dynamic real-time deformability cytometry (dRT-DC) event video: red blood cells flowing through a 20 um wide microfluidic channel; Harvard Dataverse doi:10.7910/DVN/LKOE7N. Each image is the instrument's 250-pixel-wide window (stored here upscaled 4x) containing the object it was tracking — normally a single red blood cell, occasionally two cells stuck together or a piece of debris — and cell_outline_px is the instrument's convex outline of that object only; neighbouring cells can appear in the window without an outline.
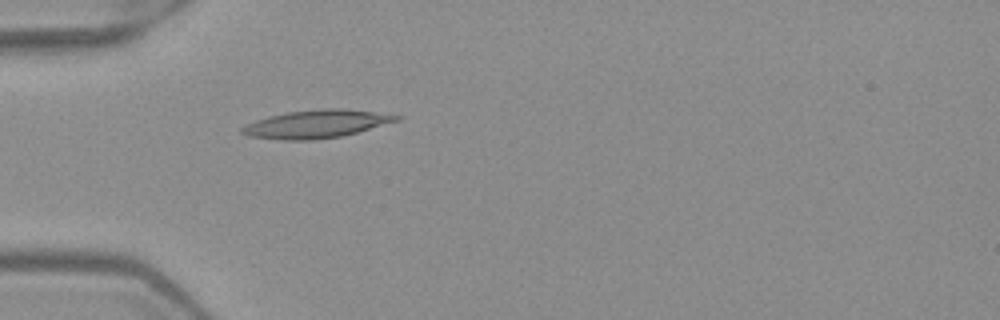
{"species": "Egyptian fruit bat (a non-hibernating species)", "species_latin": "Rousettus aegyptiacus", "temperature_condition": "warm", "stored_images_in_passage": 1, "camera_frame_rate_fps": 3000, "um_per_image_px": 0.085, "frame": {"image": 1, "passage_image": 1, "time_ms": 0.0, "image_size_px": [1000, 320], "cell_outline_px": [[404, 116], [400, 120], [356, 132], [340, 136], [312, 140], [284, 140], [248, 136], [240, 132], [240, 128], [256, 120], [268, 116], [288, 112], [324, 108], [344, 108]], "centroid_in_image_um": [26.88, 10.53], "position_along_channel_um": 58.1, "area_um2": 25.03}}